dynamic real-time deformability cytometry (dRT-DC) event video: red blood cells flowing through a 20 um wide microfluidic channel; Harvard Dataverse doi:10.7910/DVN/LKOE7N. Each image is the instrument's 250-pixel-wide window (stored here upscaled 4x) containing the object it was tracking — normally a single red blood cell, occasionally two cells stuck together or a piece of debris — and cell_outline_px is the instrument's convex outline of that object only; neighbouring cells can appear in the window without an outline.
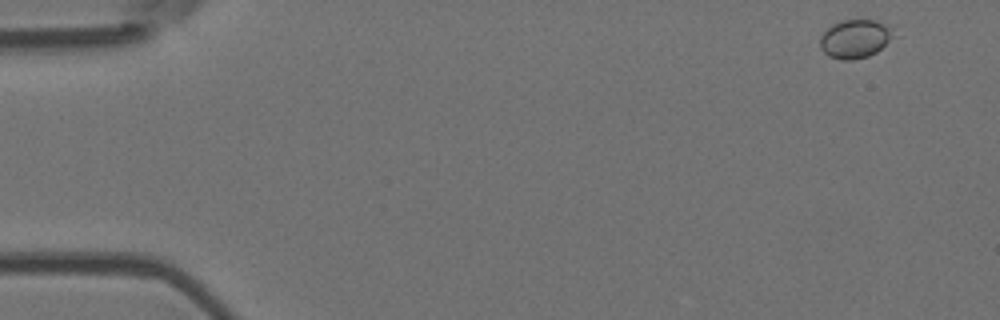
{"species": "Egyptian fruit bat (a non-hibernating species)", "species_latin": "Rousettus aegyptiacus", "temperature_condition": "room temperature", "stored_images_in_passage": 12, "camera_frame_rate_fps": 3000, "um_per_image_px": 0.085, "animal": {"sex": "female"}, "frame": {"image": 1, "passage_image": 2, "time_ms": 0.333, "image_size_px": [1000, 320], "cell_outline_px": [[904, 36], [876, 52], [868, 56], [852, 60], [840, 60], [828, 56], [820, 48], [820, 36], [832, 24], [840, 20], [876, 20], [900, 24]], "centroid_in_image_um": [72.96, 3.25], "position_along_channel_um": 12.0, "area_um2": 18.21}}